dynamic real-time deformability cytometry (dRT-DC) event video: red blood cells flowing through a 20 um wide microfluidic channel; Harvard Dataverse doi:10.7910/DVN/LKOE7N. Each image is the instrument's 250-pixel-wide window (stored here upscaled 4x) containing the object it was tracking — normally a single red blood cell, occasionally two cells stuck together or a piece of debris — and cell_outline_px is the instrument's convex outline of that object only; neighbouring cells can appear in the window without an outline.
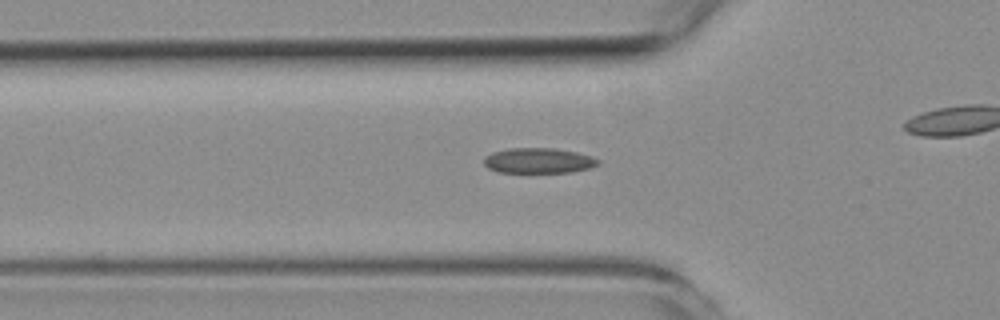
{"species": "common noctule bat (a hibernating species)", "species_latin": "Nyctalus noctula", "temperature_condition": "room temperature", "stored_images_in_passage": 34, "camera_frame_rate_fps": 3000, "um_per_image_px": 0.085, "animal": {"sex": "female", "body_mass_g": 19.3, "forearm_length_mm": 54.1}, "frame": {"image": 1, "passage_image": 7, "time_ms": 2.0, "image_size_px": [1000, 320], "cell_outline_px": [[600, 164], [588, 168], [572, 172], [500, 172], [488, 168], [484, 164], [484, 156], [492, 152], [508, 148], [552, 148], [576, 152], [592, 156], [600, 160]], "centroid_in_image_um": [45.77, 13.65], "position_along_channel_um": 80.0, "area_um2": 16.82}}
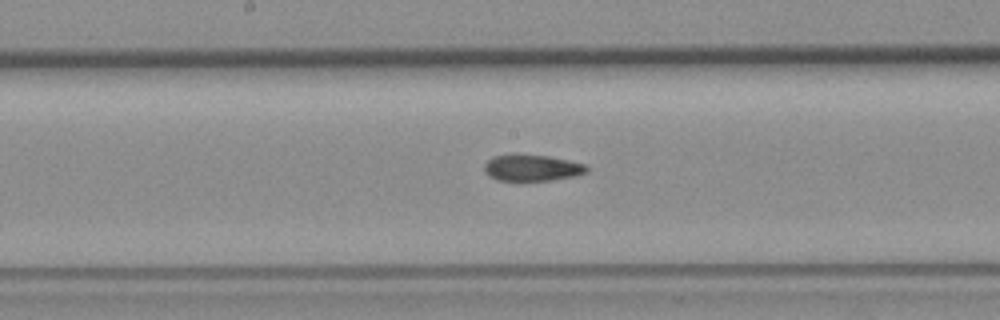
{"frame": {"image": 2, "passage_image": 17, "time_ms": 5.333, "image_size_px": [1000, 320], "cell_outline_px": [[588, 172], [576, 176], [552, 180], [496, 180], [488, 176], [484, 172], [484, 164], [492, 156], [516, 152], [548, 156], [568, 160], [584, 164], [588, 168]], "centroid_in_image_um": [45.17, 14.24], "position_along_channel_um": 203.0, "area_um2": 16.18}}
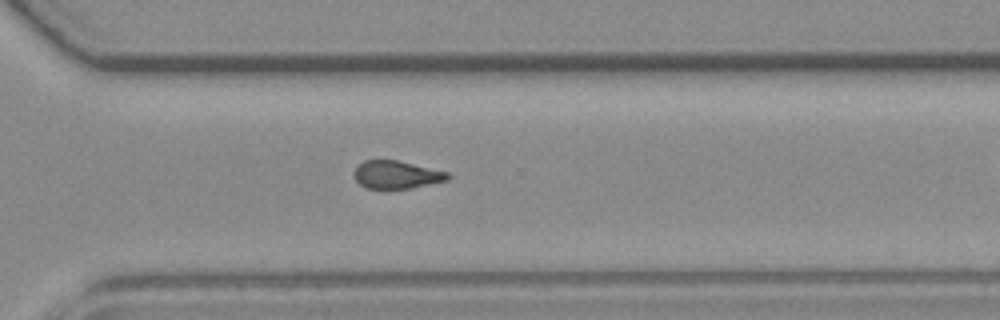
{"frame": {"image": 3, "passage_image": 28, "time_ms": 9.0, "image_size_px": [1000, 320], "cell_outline_px": [[452, 176], [448, 180], [408, 188], [368, 188], [360, 184], [356, 180], [352, 172], [364, 160], [396, 160], [448, 172]], "centroid_in_image_um": [33.7, 14.84], "position_along_channel_um": 336.9, "area_um2": 14.97}, "authors_computed_cell_mechanics": {"area_um2": 16.4441, "velocity_mm_per_s": 3.66, "shape_relaxation_time_tau1_ms": 10.5036, "shape_relaxation_time_tau2_ms": 2.5474, "deformation_change_tau1": 0.1858, "deformation_change_tau2": 0.082}}